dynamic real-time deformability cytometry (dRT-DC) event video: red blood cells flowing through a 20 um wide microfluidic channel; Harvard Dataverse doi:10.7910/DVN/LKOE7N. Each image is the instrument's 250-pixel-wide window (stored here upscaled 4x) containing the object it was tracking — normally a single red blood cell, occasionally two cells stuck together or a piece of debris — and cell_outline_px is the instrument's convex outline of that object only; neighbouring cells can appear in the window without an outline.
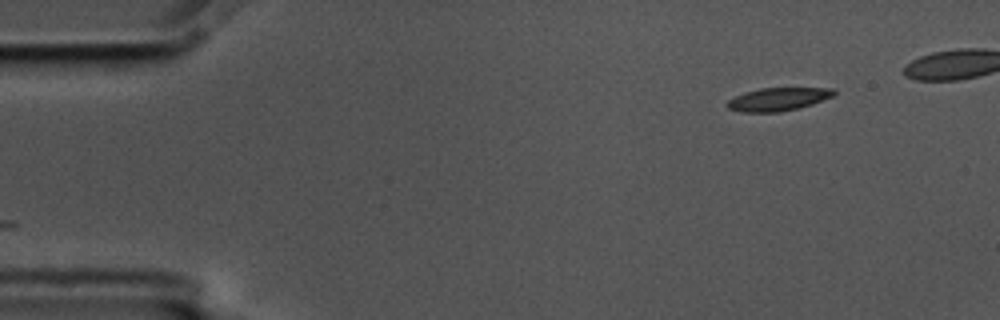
{"species": "common noctule bat (a hibernating species)", "species_latin": "Nyctalus noctula", "temperature_condition": "cold", "stored_images_in_passage": 45, "segment_of_instrument_passage": [1, 2], "camera_frame_rate_fps": 3000, "um_per_image_px": 0.085, "animal": {"sex": "male", "body_mass_g": 17.5, "forearm_length_mm": 52.3}, "frame": {"image": 1, "passage_image": 1, "time_ms": 0.0, "image_size_px": [1000, 320], "cell_outline_px": [[836, 92], [832, 96], [812, 104], [780, 112], [740, 112], [728, 108], [724, 104], [728, 100], [744, 92], [760, 88], [832, 88]], "centroid_in_image_um": [66.08, 8.43], "position_along_channel_um": 18.9, "area_um2": 14.28}}
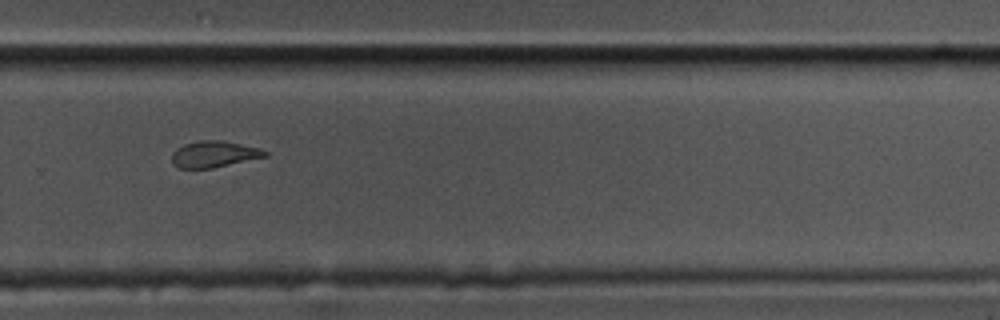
{"frame": {"image": 2, "passage_image": 33, "time_ms": 10.667, "image_size_px": [1000, 320], "cell_outline_px": [[268, 156], [212, 168], [180, 168], [172, 164], [172, 152], [176, 148], [184, 144], [200, 140], [220, 140], [260, 148], [268, 152]], "centroid_in_image_um": [18.18, 13.1], "position_along_channel_um": 311.6, "area_um2": 14.28}}
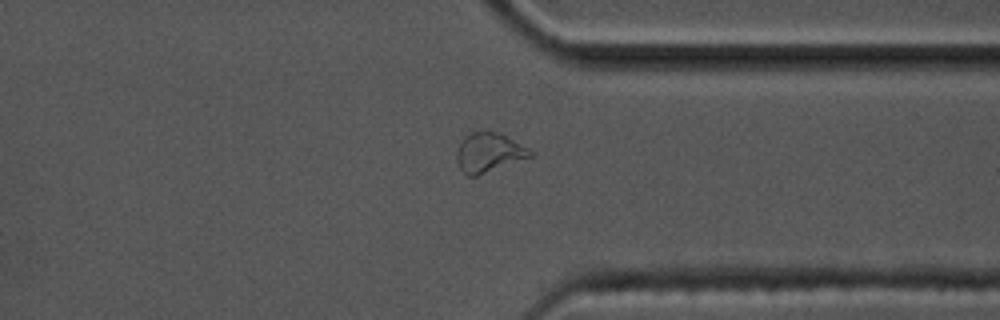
{"frame": {"image": 3, "passage_image": 38, "time_ms": 12.333, "image_size_px": [1000, 320], "cell_outline_px": [[536, 152], [532, 156], [476, 176], [468, 176], [460, 168], [456, 160], [456, 152], [464, 136], [468, 132], [496, 132], [532, 148]], "centroid_in_image_um": [41.58, 12.96], "position_along_channel_um": 369.8, "area_um2": 16.82}}